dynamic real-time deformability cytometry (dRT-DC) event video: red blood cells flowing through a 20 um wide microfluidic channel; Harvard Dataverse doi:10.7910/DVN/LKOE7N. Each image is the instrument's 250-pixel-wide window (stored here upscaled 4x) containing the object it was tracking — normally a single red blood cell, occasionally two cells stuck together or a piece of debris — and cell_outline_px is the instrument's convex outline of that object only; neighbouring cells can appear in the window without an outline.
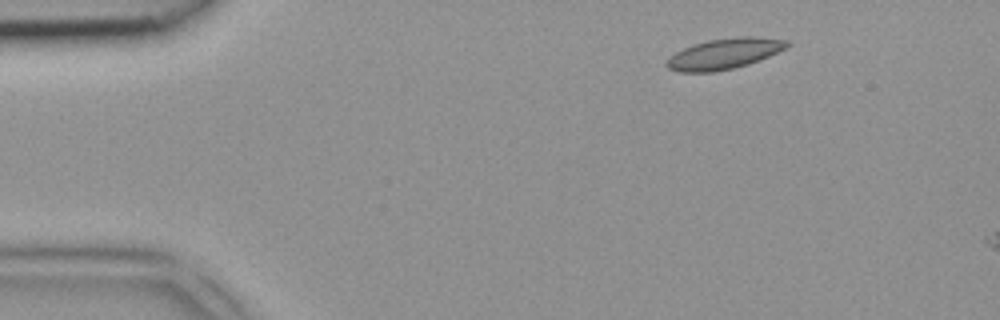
{"species": "common noctule bat (a hibernating species)", "species_latin": "Nyctalus noctula", "temperature_condition": "room temperature", "stored_images_in_passage": 5, "segment_of_instrument_passage": [2, 2], "camera_frame_rate_fps": 3000, "um_per_image_px": 0.085, "animal": {"sex": "female", "body_mass_g": 18.4}, "frame": {"image": 1, "passage_image": 5, "time_ms": 1.333, "image_size_px": [1000, 320], "cell_outline_px": [[792, 44], [788, 48], [748, 64], [732, 68], [712, 72], [676, 72], [668, 68], [664, 64], [668, 56], [692, 44], [708, 40], [744, 36], [756, 36], [788, 40]], "centroid_in_image_um": [61.55, 4.56], "position_along_channel_um": 23.4, "area_um2": 21.68}}